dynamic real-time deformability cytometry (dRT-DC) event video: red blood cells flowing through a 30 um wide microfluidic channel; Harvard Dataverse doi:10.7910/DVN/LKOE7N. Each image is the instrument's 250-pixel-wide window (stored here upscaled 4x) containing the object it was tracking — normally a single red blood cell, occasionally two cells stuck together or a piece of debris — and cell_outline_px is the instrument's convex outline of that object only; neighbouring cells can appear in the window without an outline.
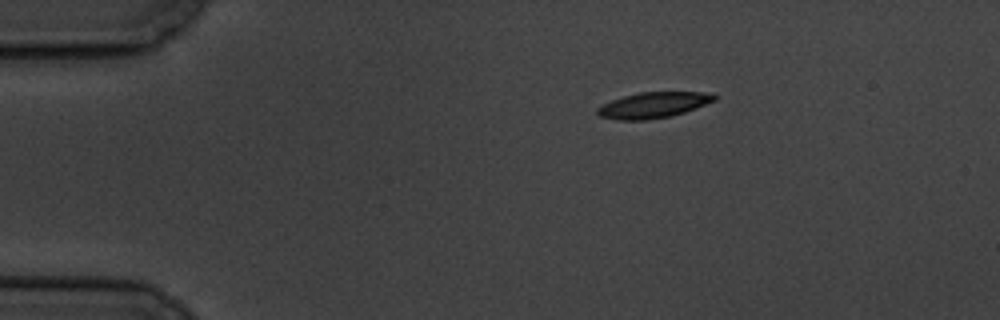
{"species": "common noctule bat (a hibernating species)", "species_latin": "Nyctalus noctula", "temperature_condition": "cold", "stored_images_in_passage": 3, "camera_frame_rate_fps": 3000, "um_per_image_px": 0.085, "animal": {"sex": "male", "body_mass_g": 19.5, "forearm_length_mm": 54.6}, "frame": {"image": 1, "passage_image": 1, "time_ms": 0.0, "image_size_px": [1000, 320], "cell_outline_px": [[720, 96], [716, 100], [696, 108], [672, 116], [648, 120], [616, 120], [600, 116], [596, 112], [596, 108], [612, 100], [624, 96], [640, 92], [712, 92]], "centroid_in_image_um": [55.58, 8.93], "position_along_channel_um": 29.4, "area_um2": 17.74}}